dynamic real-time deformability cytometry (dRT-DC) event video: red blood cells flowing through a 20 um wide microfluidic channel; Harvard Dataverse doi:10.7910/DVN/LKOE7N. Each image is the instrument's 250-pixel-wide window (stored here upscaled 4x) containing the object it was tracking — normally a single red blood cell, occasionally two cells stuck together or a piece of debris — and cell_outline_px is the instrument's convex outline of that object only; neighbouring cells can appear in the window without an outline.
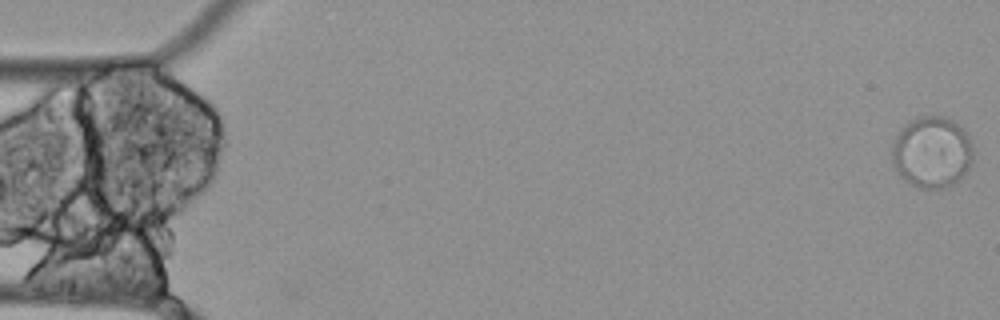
{"species": "Egyptian fruit bat (a non-hibernating species)", "species_latin": "Rousettus aegyptiacus", "temperature_condition": "cold", "stored_images_in_passage": 58, "camera_frame_rate_fps": 3000, "um_per_image_px": 0.085, "animal": {"sex": "female"}, "frame": {"image": 1, "passage_image": 1, "time_ms": 0.0, "image_size_px": [1000, 320], "cell_outline_px": [[972, 160], [964, 176], [960, 180], [944, 188], [920, 188], [904, 180], [900, 176], [892, 164], [892, 144], [896, 136], [904, 124], [916, 116], [944, 116], [952, 120], [964, 128], [968, 132], [972, 144]], "centroid_in_image_um": [79.22, 12.92], "position_along_channel_um": 5.8, "area_um2": 34.22}}
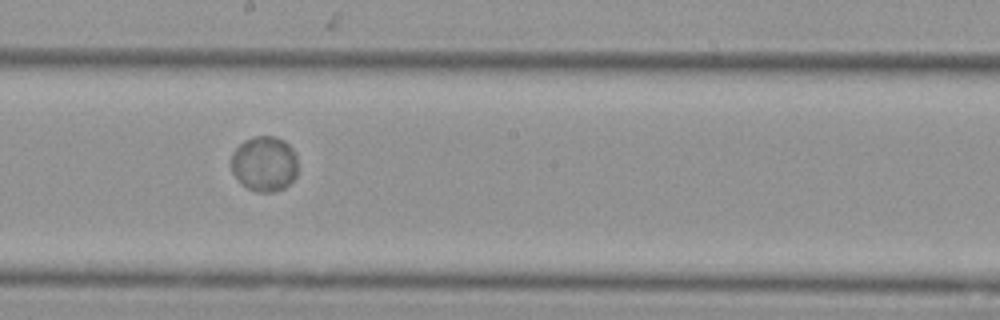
{"frame": {"image": 2, "passage_image": 32, "time_ms": 10.333, "image_size_px": [1000, 320], "cell_outline_px": [[296, 176], [284, 188], [272, 192], [256, 192], [248, 188], [232, 172], [232, 152], [244, 140], [252, 136], [276, 136], [284, 140], [296, 152]], "centroid_in_image_um": [22.48, 13.89], "position_along_channel_um": 225.7, "area_um2": 21.39}}
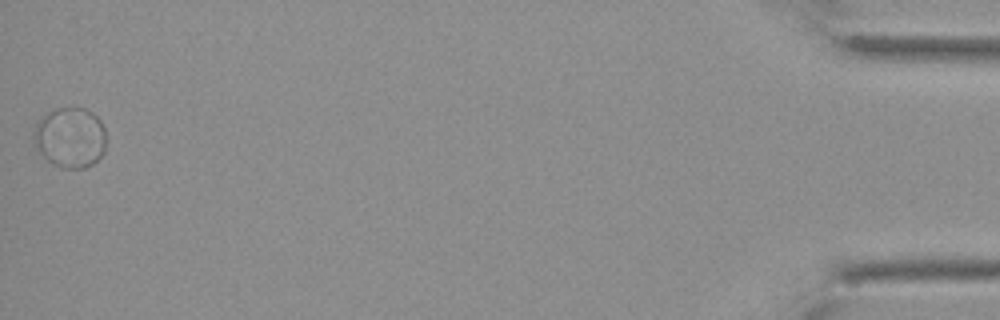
{"frame": {"image": 3, "passage_image": 58, "time_ms": 19.0, "image_size_px": [1000, 320], "cell_outline_px": [[104, 152], [92, 164], [84, 168], [60, 168], [52, 164], [40, 152], [32, 136], [32, 132], [36, 120], [40, 116], [56, 108], [84, 108], [92, 112], [100, 120], [104, 128]], "centroid_in_image_um": [5.92, 11.67], "position_along_channel_um": 429.3, "area_um2": 25.55}, "authors_computed_cell_mechanics": {"area_um2": 22.9177, "velocity_mm_per_s": 3.4148, "shape_relaxation_time_tau1_ms": 0.073, "shape_relaxation_time_tau2_ms": null, "deformation_change_tau1": 0.0092, "deformation_change_tau2": null}}